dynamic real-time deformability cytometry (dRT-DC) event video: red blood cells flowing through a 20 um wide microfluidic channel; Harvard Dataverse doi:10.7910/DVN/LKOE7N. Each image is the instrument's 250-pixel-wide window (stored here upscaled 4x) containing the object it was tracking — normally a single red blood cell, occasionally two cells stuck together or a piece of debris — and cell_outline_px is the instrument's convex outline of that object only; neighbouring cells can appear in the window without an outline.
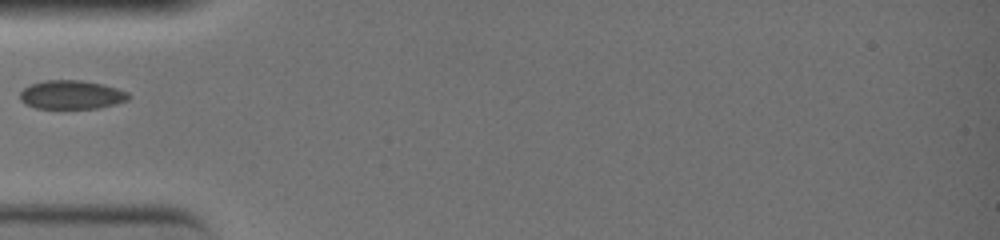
{"species": "common noctule bat (a hibernating species)", "species_latin": "Nyctalus noctula", "temperature_condition": "warm", "stored_images_in_passage": 4, "camera_frame_rate_fps": 3000, "um_per_image_px": 0.085, "animal": {"sex": "female", "body_mass_g": 19.0, "forearm_length_mm": 51.5}, "frame": {"image": 1, "passage_image": 1, "time_ms": 0.0, "image_size_px": [1000, 240], "cell_outline_px": [[132, 96], [128, 100], [116, 104], [100, 108], [36, 108], [24, 104], [20, 100], [20, 92], [24, 88], [32, 84], [44, 80], [80, 80], [104, 84], [128, 92]], "centroid_in_image_um": [6.1, 8.05], "position_along_channel_um": 78.9, "area_um2": 18.32}}